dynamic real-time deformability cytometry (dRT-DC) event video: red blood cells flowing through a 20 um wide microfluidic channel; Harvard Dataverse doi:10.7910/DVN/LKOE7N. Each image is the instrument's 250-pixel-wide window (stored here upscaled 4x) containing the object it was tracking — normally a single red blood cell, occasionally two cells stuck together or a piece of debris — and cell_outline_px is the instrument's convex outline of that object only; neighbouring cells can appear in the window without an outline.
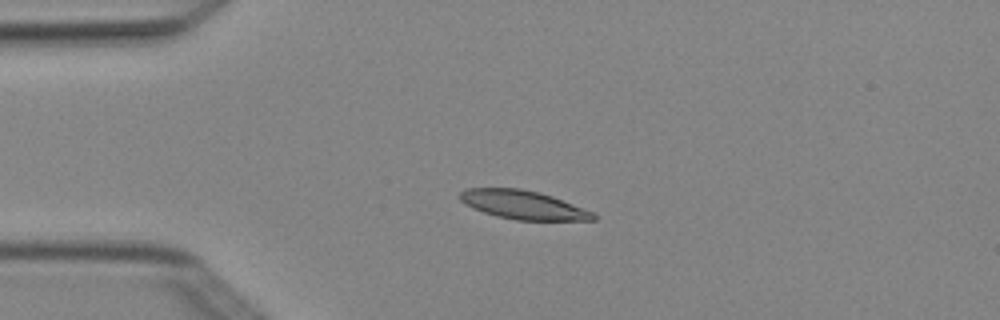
{"species": "Egyptian fruit bat (a non-hibernating species)", "species_latin": "Rousettus aegyptiacus", "temperature_condition": "cold", "stored_images_in_passage": 5, "camera_frame_rate_fps": 3000, "um_per_image_px": 0.085, "animal": {"sex": "female"}, "frame": {"image": 1, "passage_image": 3, "time_ms": 0.667, "image_size_px": [1000, 320], "cell_outline_px": [[596, 220], [516, 220], [496, 216], [472, 208], [464, 204], [460, 200], [460, 192], [464, 188], [520, 188], [540, 192], [552, 196], [592, 212], [596, 216]], "centroid_in_image_um": [44.41, 17.4], "position_along_channel_um": 40.6, "area_um2": 22.2}}
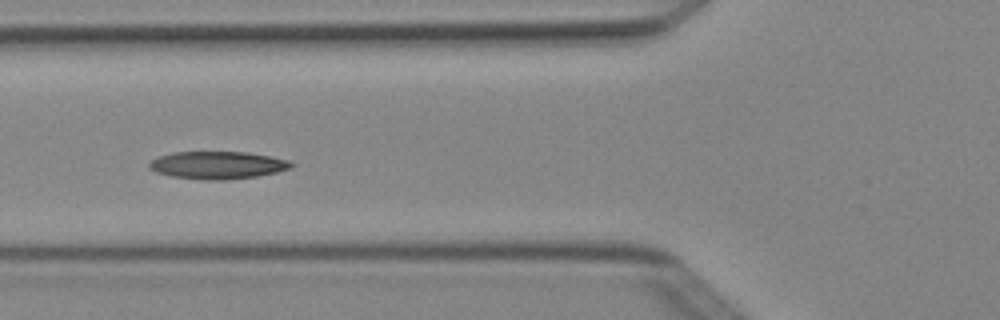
{"frame": {"image": 2, "passage_image": 5, "time_ms": 1.333, "image_size_px": [1000, 320], "cell_outline_px": [[292, 168], [276, 172], [256, 176], [224, 180], [204, 180], [172, 176], [156, 172], [148, 168], [148, 164], [152, 160], [160, 156], [172, 152], [248, 152], [288, 160], [292, 164]], "centroid_in_image_um": [18.47, 14.04], "position_along_channel_um": 107.3, "area_um2": 22.66}}